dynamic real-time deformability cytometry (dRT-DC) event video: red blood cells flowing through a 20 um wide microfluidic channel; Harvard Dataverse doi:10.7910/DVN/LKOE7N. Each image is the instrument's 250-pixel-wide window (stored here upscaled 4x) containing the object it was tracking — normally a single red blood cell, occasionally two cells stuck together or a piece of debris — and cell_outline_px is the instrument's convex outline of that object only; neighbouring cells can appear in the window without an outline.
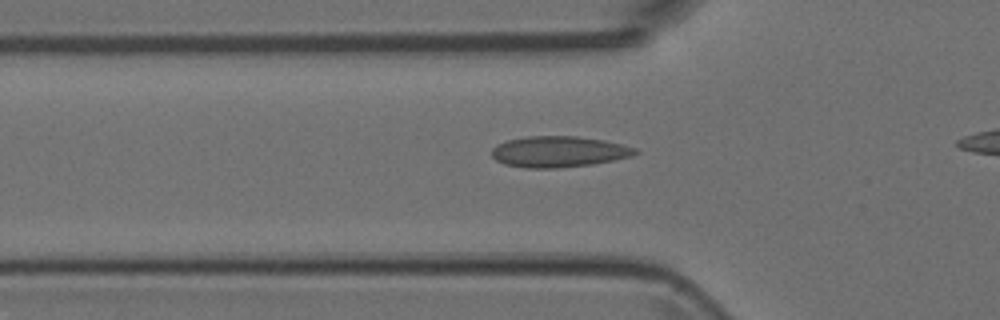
{"species": "Egyptian fruit bat (a non-hibernating species)", "species_latin": "Rousettus aegyptiacus", "temperature_condition": "room temperature", "stored_images_in_passage": 34, "camera_frame_rate_fps": 3000, "um_per_image_px": 0.085, "animal": {"sex": "female"}, "frame": {"image": 1, "passage_image": 9, "time_ms": 2.667, "image_size_px": [1000, 320], "cell_outline_px": [[640, 152], [632, 156], [592, 164], [560, 168], [524, 168], [504, 164], [496, 160], [492, 156], [492, 148], [496, 144], [508, 140], [528, 136], [576, 136], [604, 140], [636, 148]], "centroid_in_image_um": [47.47, 12.9], "position_along_channel_um": 78.3, "area_um2": 25.95}}
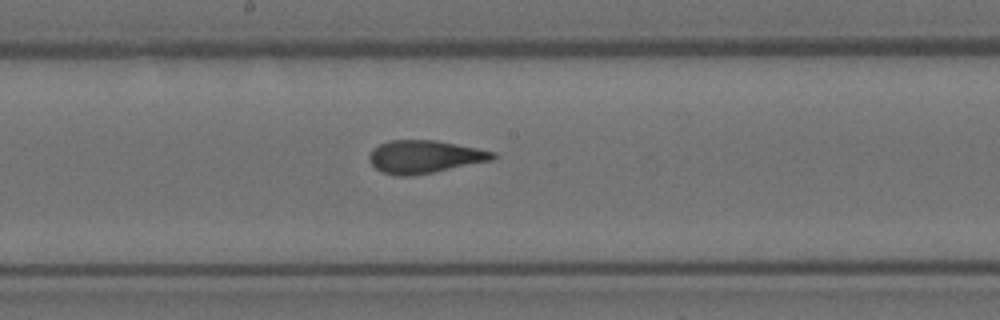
{"frame": {"image": 2, "passage_image": 19, "time_ms": 6.0, "image_size_px": [1000, 320], "cell_outline_px": [[496, 156], [492, 160], [412, 176], [400, 176], [380, 172], [368, 160], [368, 156], [372, 148], [388, 140], [436, 140], [496, 152]], "centroid_in_image_um": [36.04, 13.32], "position_along_channel_um": 212.2, "area_um2": 23.58}}
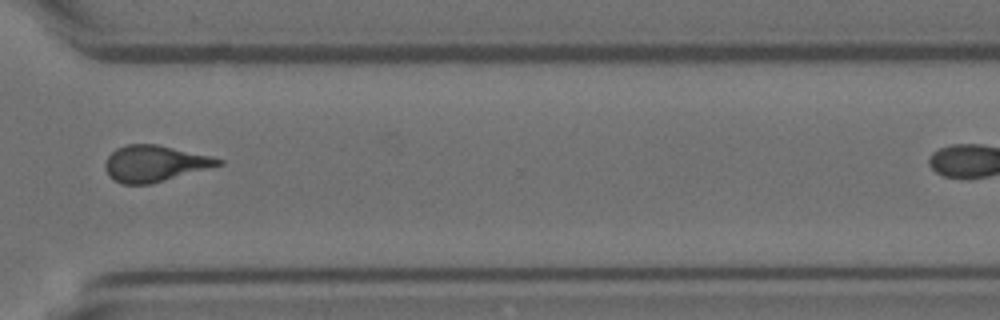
{"frame": {"image": 3, "passage_image": 30, "time_ms": 9.667, "image_size_px": [1000, 320], "cell_outline_px": [[224, 164], [164, 180], [148, 184], [120, 184], [108, 176], [104, 168], [104, 164], [108, 156], [116, 148], [128, 144], [156, 144], [208, 156], [224, 160]], "centroid_in_image_um": [13.08, 13.9], "position_along_channel_um": 357.5, "area_um2": 23.58}}